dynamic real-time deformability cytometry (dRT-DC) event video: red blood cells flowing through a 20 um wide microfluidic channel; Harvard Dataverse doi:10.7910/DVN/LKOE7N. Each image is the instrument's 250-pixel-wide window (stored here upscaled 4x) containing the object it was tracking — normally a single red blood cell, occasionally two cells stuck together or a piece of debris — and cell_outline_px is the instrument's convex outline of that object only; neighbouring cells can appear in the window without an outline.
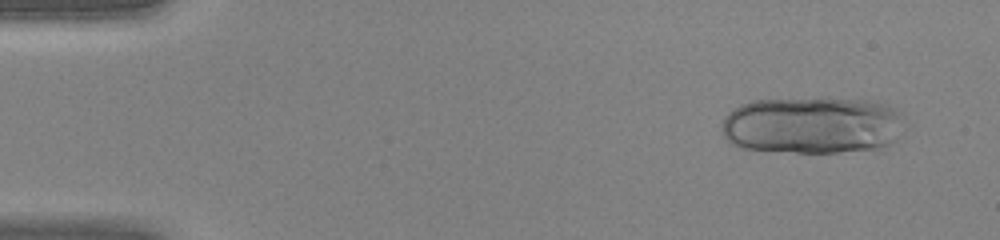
{"species": "human", "species_latin": "Homo sapiens", "temperature_condition": "warm", "stored_images_in_passage": 33, "segment_of_instrument_passage": [1, 2], "camera_frame_rate_fps": 3000, "um_per_image_px": 0.085, "donor": {"sex": "female"}, "frame": {"image": 1, "passage_image": 3, "time_ms": 0.667, "image_size_px": [1000, 240], "cell_outline_px": [[900, 112], [896, 140], [880, 152], [796, 152], [740, 148], [732, 144], [724, 136], [724, 116], [728, 112], [740, 104], [752, 100], [820, 96], [864, 100], [884, 104], [896, 108]], "centroid_in_image_um": [69.05, 10.63], "position_along_channel_um": 15.9, "area_um2": 62.08}}